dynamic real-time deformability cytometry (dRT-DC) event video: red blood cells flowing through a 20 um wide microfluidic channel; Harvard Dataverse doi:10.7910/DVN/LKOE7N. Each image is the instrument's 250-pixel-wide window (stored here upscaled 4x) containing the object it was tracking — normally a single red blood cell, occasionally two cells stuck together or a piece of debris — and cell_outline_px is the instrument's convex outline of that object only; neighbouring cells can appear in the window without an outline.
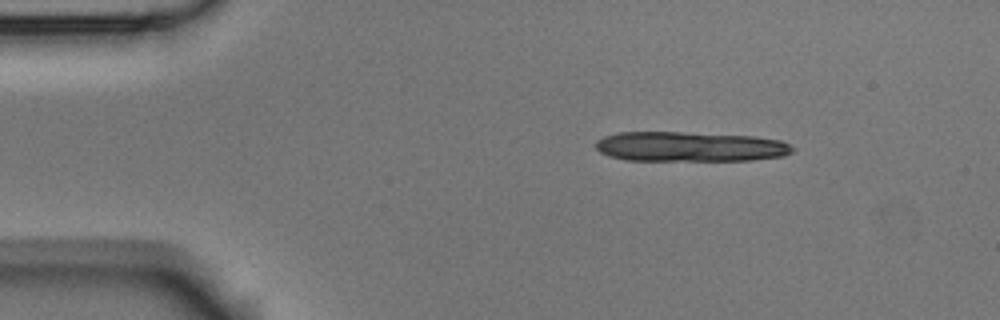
{"species": "Egyptian fruit bat (a non-hibernating species)", "species_latin": "Rousettus aegyptiacus", "temperature_condition": "room temperature", "stored_images_in_passage": 4, "camera_frame_rate_fps": 3000, "um_per_image_px": 0.085, "animal": {"sex": "male"}, "frame": {"image": 1, "passage_image": 1, "time_ms": 0.0, "image_size_px": [1000, 320], "cell_outline_px": [[796, 148], [792, 152], [784, 156], [752, 160], [624, 160], [608, 156], [600, 152], [596, 148], [596, 140], [604, 136], [616, 132], [680, 132], [752, 136], [780, 140]], "centroid_in_image_um": [58.62, 12.46], "position_along_channel_um": 26.4, "area_um2": 34.33}}
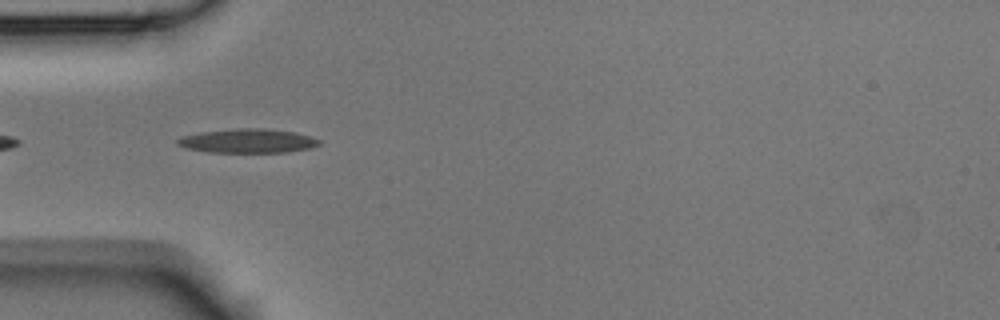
{"frame": {"image": 2, "passage_image": 3, "time_ms": 0.667, "image_size_px": [1000, 320], "cell_outline_px": [[320, 144], [308, 148], [288, 152], [208, 152], [184, 148], [176, 144], [176, 140], [180, 136], [200, 132], [236, 128], [264, 128], [296, 132], [320, 140]], "centroid_in_image_um": [20.99, 11.97], "position_along_channel_um": 64.0, "area_um2": 19.94}}
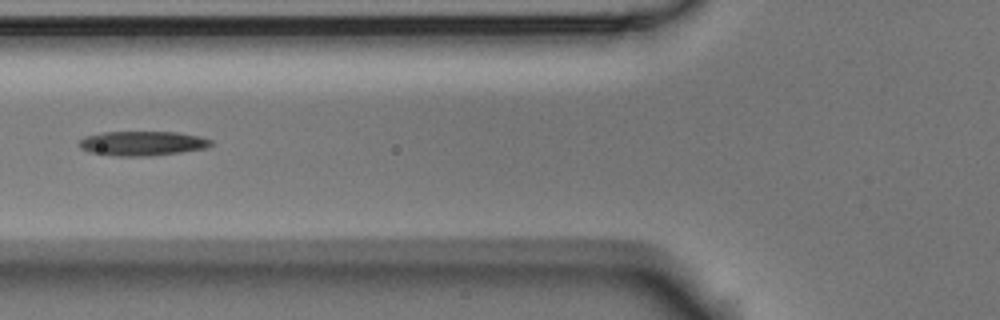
{"frame": {"image": 3, "passage_image": 4, "time_ms": 1.0, "image_size_px": [1000, 320], "cell_outline_px": [[212, 144], [204, 148], [180, 152], [152, 156], [116, 156], [88, 152], [80, 148], [80, 140], [84, 136], [104, 132], [176, 132], [196, 136], [212, 140]], "centroid_in_image_um": [12.05, 12.19], "position_along_channel_um": 113.8, "area_um2": 18.67}}